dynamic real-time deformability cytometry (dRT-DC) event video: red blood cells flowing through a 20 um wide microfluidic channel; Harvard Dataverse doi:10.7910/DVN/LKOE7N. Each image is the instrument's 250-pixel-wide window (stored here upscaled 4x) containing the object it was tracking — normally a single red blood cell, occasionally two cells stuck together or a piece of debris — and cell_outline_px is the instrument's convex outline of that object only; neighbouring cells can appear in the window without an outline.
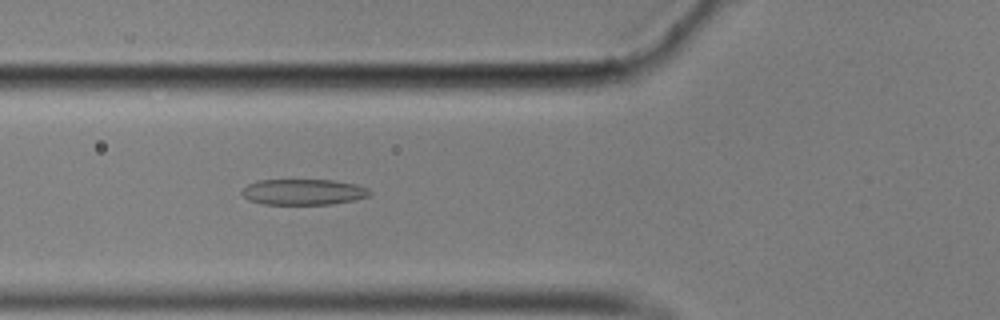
{"species": "common noctule bat (a hibernating species)", "species_latin": "Nyctalus noctula", "temperature_condition": "cold", "stored_images_in_passage": 57, "camera_frame_rate_fps": 3000, "um_per_image_px": 0.085, "animal": {"sex": "male", "body_mass_g": 17.9}, "frame": {"image": 1, "passage_image": 21, "time_ms": 6.667, "image_size_px": [1000, 320], "cell_outline_px": [[372, 192], [368, 196], [352, 200], [332, 204], [264, 204], [248, 200], [240, 192], [248, 184], [256, 180], [332, 180], [356, 184], [368, 188]], "centroid_in_image_um": [25.77, 16.31], "position_along_channel_um": 100.0, "area_um2": 19.19}}
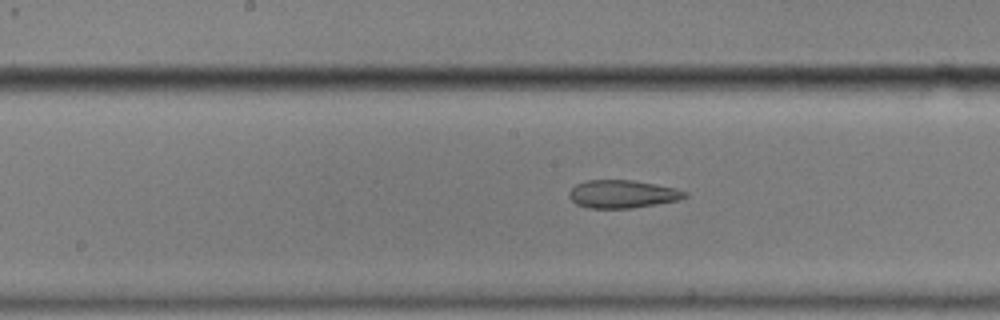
{"frame": {"image": 2, "passage_image": 29, "time_ms": 9.333, "image_size_px": [1000, 320], "cell_outline_px": [[688, 196], [676, 200], [632, 208], [588, 208], [576, 204], [568, 196], [568, 192], [576, 184], [588, 180], [632, 180], [676, 188], [688, 192]], "centroid_in_image_um": [52.88, 16.49], "position_along_channel_um": 195.3, "area_um2": 18.73}}
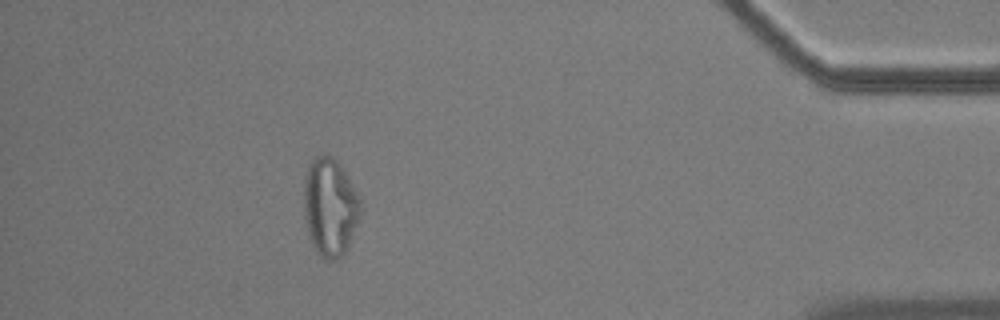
{"frame": {"image": 3, "passage_image": 51, "time_ms": 16.667, "image_size_px": [1000, 320], "cell_outline_px": [[360, 212], [348, 248], [336, 260], [324, 260], [316, 252], [308, 236], [304, 220], [304, 180], [308, 164], [316, 156], [324, 152], [328, 152], [340, 164], [356, 192], [360, 200]], "centroid_in_image_um": [28.01, 17.59], "position_along_channel_um": 407.2, "area_um2": 32.54}, "authors_computed_cell_mechanics": {"area_um2": 20.8658, "velocity_mm_per_s": 3.5507, "shape_relaxation_time_tau1_ms": null, "shape_relaxation_time_tau2_ms": 2.4956, "deformation_change_tau1": null, "deformation_change_tau2": 0.111}}